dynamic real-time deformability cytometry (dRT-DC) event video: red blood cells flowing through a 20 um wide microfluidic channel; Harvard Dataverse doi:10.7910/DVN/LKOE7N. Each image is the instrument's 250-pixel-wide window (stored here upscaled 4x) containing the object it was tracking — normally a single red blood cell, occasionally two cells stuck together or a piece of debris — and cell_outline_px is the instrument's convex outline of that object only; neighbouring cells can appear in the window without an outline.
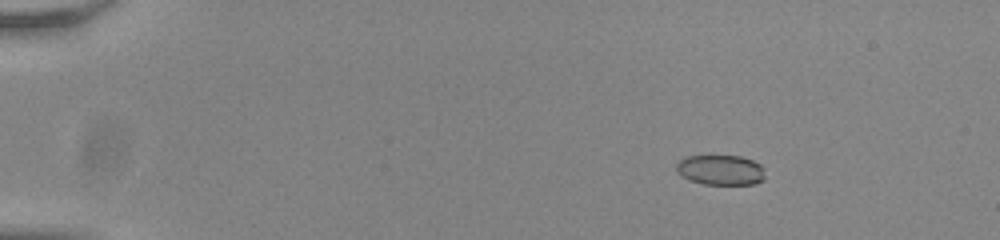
{"species": "common noctule bat (a hibernating species)", "species_latin": "Nyctalus noctula", "temperature_condition": "room temperature", "stored_images_in_passage": 56, "camera_frame_rate_fps": 3000, "um_per_image_px": 0.085, "animal": {"sex": "male", "body_mass_g": 20.0, "forearm_length_mm": 53.3}, "frame": {"image": 1, "passage_image": 9, "time_ms": 2.667, "image_size_px": [1000, 240], "cell_outline_px": [[764, 180], [756, 184], [704, 184], [688, 180], [676, 172], [676, 164], [684, 156], [740, 156], [752, 160], [760, 164], [764, 168]], "centroid_in_image_um": [61.24, 14.45], "position_along_channel_um": 23.8, "area_um2": 15.72}}
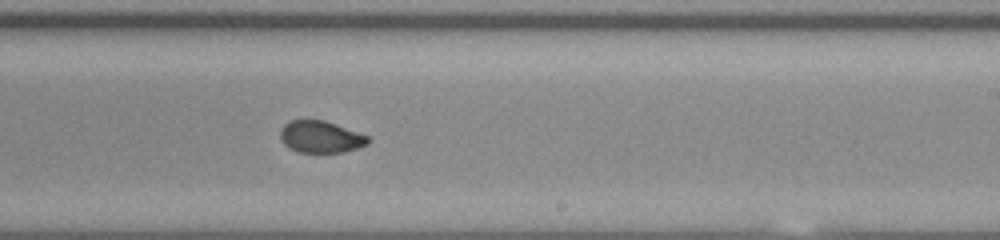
{"frame": {"image": 2, "passage_image": 36, "time_ms": 11.667, "image_size_px": [1000, 240], "cell_outline_px": [[372, 140], [368, 144], [356, 148], [340, 152], [300, 152], [288, 148], [284, 144], [280, 136], [280, 128], [288, 120], [324, 120], [336, 124], [368, 136]], "centroid_in_image_um": [27.24, 11.62], "position_along_channel_um": 261.8, "area_um2": 16.3}}
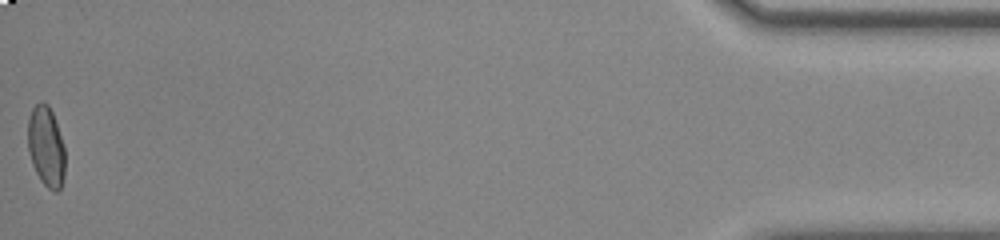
{"frame": {"image": 3, "passage_image": 56, "time_ms": 18.333, "image_size_px": [1000, 240], "cell_outline_px": [[64, 176], [60, 188], [56, 192], [48, 188], [40, 180], [32, 164], [28, 148], [28, 120], [32, 108], [40, 100], [48, 104], [52, 112], [64, 148]], "centroid_in_image_um": [3.9, 12.45], "position_along_channel_um": 431.3, "area_um2": 17.22}, "authors_computed_cell_mechanics": {"area_um2": 17.1377, "velocity_mm_per_s": 3.8217, "shape_relaxation_time_tau1_ms": null, "shape_relaxation_time_tau2_ms": 1.2044, "deformation_change_tau1": null, "deformation_change_tau2": 0.0512}}